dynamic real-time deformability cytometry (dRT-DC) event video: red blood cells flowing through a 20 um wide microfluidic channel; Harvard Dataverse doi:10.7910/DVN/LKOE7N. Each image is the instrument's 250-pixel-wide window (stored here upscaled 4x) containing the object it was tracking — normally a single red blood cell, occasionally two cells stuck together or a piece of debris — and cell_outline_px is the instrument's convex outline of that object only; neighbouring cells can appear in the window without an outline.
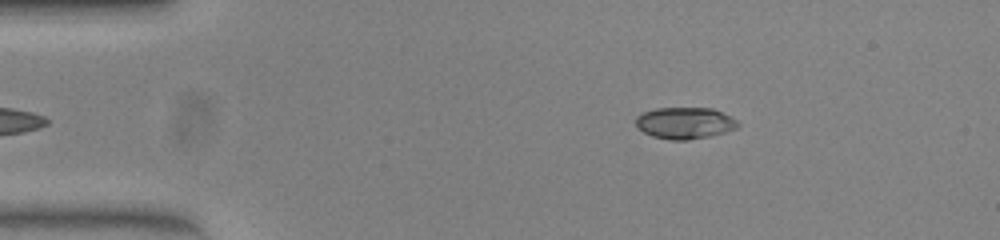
{"species": "common noctule bat (a hibernating species)", "species_latin": "Nyctalus noctula", "temperature_condition": "warm", "stored_images_in_passage": 52, "camera_frame_rate_fps": 3000, "um_per_image_px": 0.085, "animal": {"sex": "female", "body_mass_g": 23.0, "forearm_length_mm": 53.4}, "frame": {"image": 1, "passage_image": 8, "time_ms": 2.333, "image_size_px": [1000, 240], "cell_outline_px": [[740, 124], [736, 128], [712, 136], [688, 140], [672, 140], [652, 136], [644, 132], [636, 124], [636, 116], [640, 112], [656, 108], [712, 108], [736, 120]], "centroid_in_image_um": [58.18, 10.46], "position_along_channel_um": 26.8, "area_um2": 18.73}}
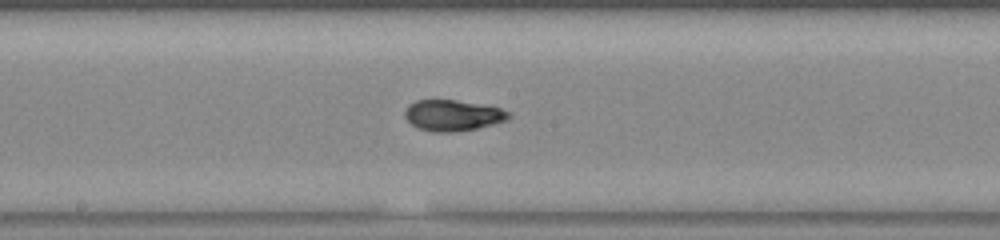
{"frame": {"image": 2, "passage_image": 27, "time_ms": 8.667, "image_size_px": [1000, 240], "cell_outline_px": [[512, 116], [504, 120], [492, 124], [476, 128], [452, 132], [436, 132], [420, 128], [412, 124], [404, 116], [404, 112], [408, 104], [416, 100], [456, 100], [500, 108], [508, 112]], "centroid_in_image_um": [38.44, 9.79], "position_along_channel_um": 209.8, "area_um2": 18.38}}
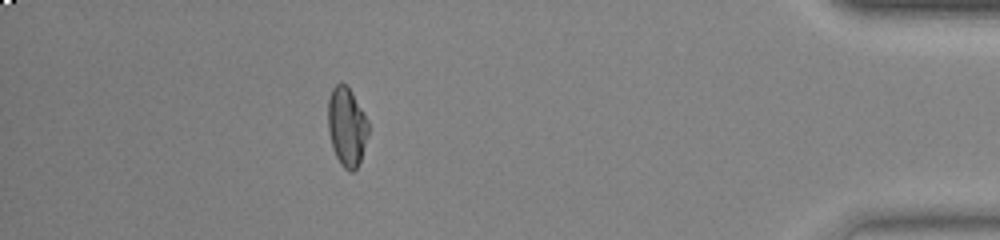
{"frame": {"image": 3, "passage_image": 46, "time_ms": 15.0, "image_size_px": [1000, 240], "cell_outline_px": [[368, 132], [360, 160], [356, 168], [352, 172], [348, 172], [340, 164], [336, 156], [328, 132], [328, 100], [332, 88], [336, 84], [344, 84], [352, 92], [364, 112], [368, 120]], "centroid_in_image_um": [29.47, 10.77], "position_along_channel_um": 405.7, "area_um2": 18.38}}